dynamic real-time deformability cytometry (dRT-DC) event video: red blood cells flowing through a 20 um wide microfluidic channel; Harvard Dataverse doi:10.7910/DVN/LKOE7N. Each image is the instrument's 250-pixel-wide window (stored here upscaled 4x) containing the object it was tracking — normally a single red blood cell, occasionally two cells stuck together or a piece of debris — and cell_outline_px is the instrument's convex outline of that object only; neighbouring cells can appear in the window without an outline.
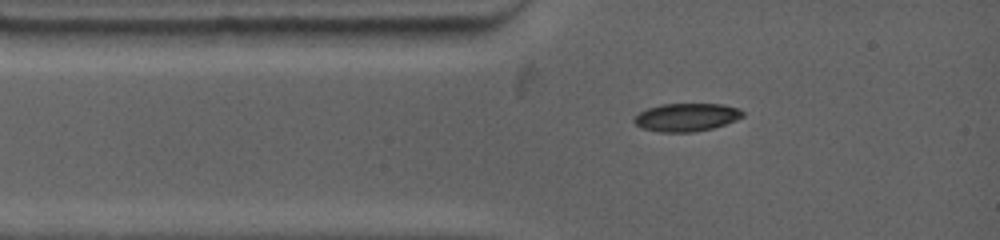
{"species": "common noctule bat (a hibernating species)", "species_latin": "Nyctalus noctula", "temperature_condition": "warm", "stored_images_in_passage": 5, "camera_frame_rate_fps": 4500, "um_per_image_px": 0.085, "animal": {"sex": "female", "body_mass_g": 19.0, "forearm_length_mm": 53.3}, "frame": {"image": 1, "passage_image": 1, "time_ms": 0.0, "image_size_px": [1000, 240], "cell_outline_px": [[744, 116], [736, 120], [712, 128], [692, 132], [660, 132], [644, 128], [636, 124], [632, 120], [640, 112], [648, 108], [660, 104], [724, 104], [740, 108], [744, 112]], "centroid_in_image_um": [58.38, 9.95], "position_along_channel_um": 26.6, "area_um2": 17.69}}
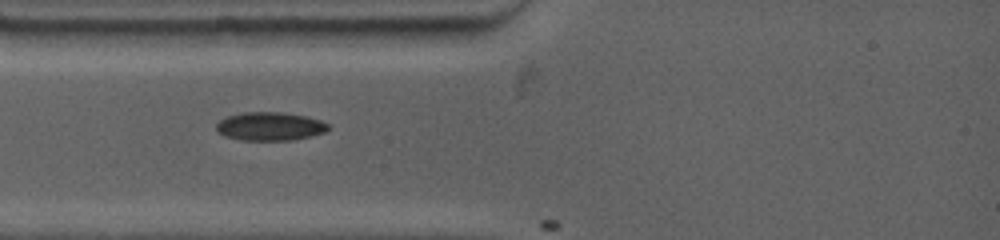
{"frame": {"image": 2, "passage_image": 2, "time_ms": 1.111, "image_size_px": [1000, 240], "cell_outline_px": [[328, 128], [324, 132], [312, 136], [292, 140], [240, 140], [224, 136], [216, 132], [216, 124], [220, 120], [228, 116], [244, 112], [284, 112], [304, 116], [320, 120], [328, 124]], "centroid_in_image_um": [22.91, 10.74], "position_along_channel_um": 62.1, "area_um2": 18.55}}